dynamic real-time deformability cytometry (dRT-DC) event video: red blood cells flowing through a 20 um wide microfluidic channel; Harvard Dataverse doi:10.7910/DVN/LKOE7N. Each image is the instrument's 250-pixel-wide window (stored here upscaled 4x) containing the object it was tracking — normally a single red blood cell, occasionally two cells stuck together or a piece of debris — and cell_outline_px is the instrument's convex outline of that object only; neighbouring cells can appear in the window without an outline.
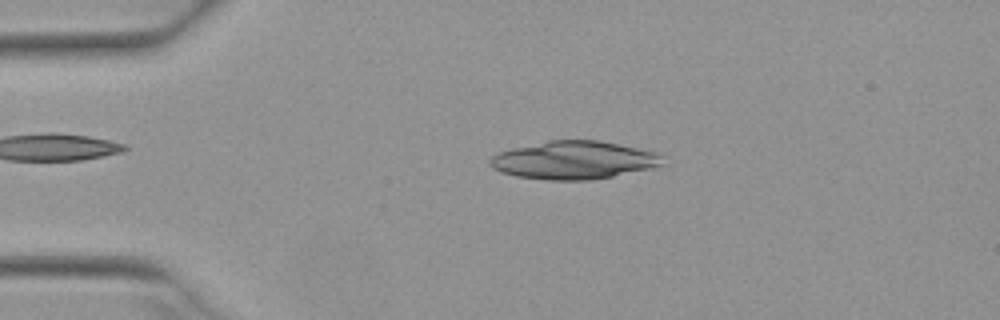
{"species": "Egyptian fruit bat (a non-hibernating species)", "species_latin": "Rousettus aegyptiacus", "temperature_condition": "warm", "stored_images_in_passage": 45, "camera_frame_rate_fps": 3000, "um_per_image_px": 0.085, "animal": {"sex": "female"}, "frame": {"image": 1, "passage_image": 10, "time_ms": 3.0, "image_size_px": [1000, 320], "cell_outline_px": [[664, 164], [648, 168], [612, 176], [592, 180], [548, 180], [516, 176], [500, 172], [492, 168], [488, 164], [488, 160], [496, 152], [512, 148], [548, 140], [600, 140], [656, 152], [660, 156]], "centroid_in_image_um": [48.69, 13.61], "position_along_channel_um": 36.3, "area_um2": 38.21}}